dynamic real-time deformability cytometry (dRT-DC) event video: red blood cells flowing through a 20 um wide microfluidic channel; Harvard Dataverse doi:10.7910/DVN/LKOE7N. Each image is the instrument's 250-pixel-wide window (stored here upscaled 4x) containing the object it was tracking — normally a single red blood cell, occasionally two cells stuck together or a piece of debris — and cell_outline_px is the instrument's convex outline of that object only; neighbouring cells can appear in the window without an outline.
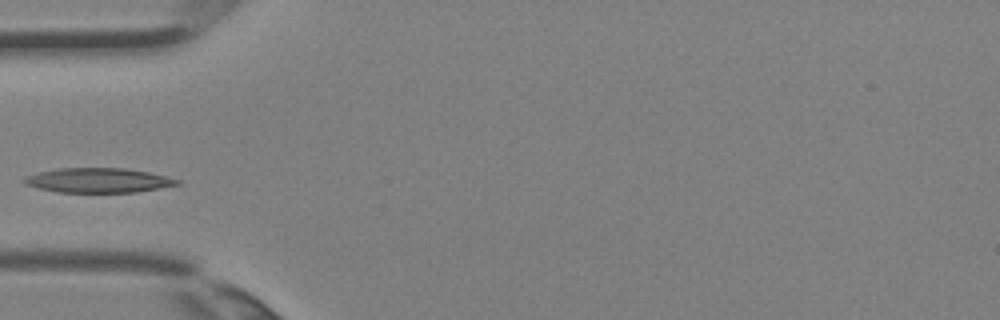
{"species": "Egyptian fruit bat (a non-hibernating species)", "species_latin": "Rousettus aegyptiacus", "temperature_condition": "room temperature", "stored_images_in_passage": 2, "camera_frame_rate_fps": 3000, "um_per_image_px": 0.085, "animal": {"sex": "female"}, "frame": {"image": 1, "passage_image": 2, "time_ms": 0.333, "image_size_px": [1000, 320], "cell_outline_px": [[180, 184], [160, 188], [136, 192], [56, 192], [24, 184], [20, 180], [24, 176], [40, 172], [60, 168], [124, 168], [148, 172], [180, 180]], "centroid_in_image_um": [8.31, 15.33], "position_along_channel_um": 76.7, "area_um2": 21.85}}